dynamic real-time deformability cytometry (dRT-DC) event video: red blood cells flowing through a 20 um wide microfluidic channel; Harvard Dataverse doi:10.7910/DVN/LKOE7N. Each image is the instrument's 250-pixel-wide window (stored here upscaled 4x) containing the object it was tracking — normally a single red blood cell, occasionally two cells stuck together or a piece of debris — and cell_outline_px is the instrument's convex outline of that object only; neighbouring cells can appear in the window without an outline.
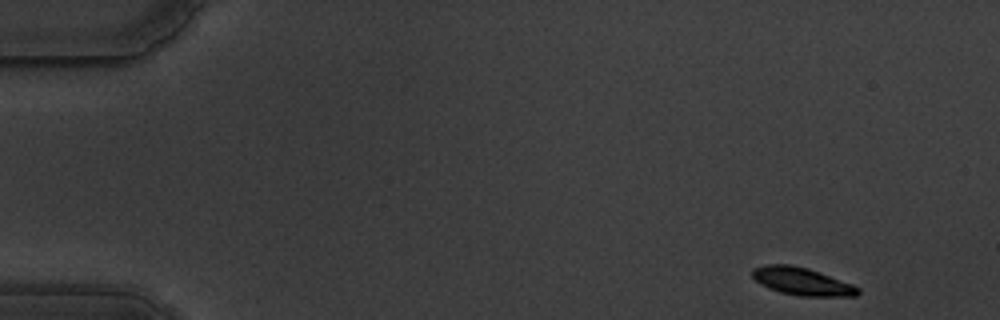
{"species": "common noctule bat (a hibernating species)", "species_latin": "Nyctalus noctula", "temperature_condition": "warm", "stored_images_in_passage": 10, "camera_frame_rate_fps": 3000, "um_per_image_px": 0.085, "animal": {"sex": "male", "body_mass_g": 19.5, "forearm_length_mm": 54.6}, "frame": {"image": 1, "passage_image": 1, "time_ms": 0.0, "image_size_px": [1000, 320], "cell_outline_px": [[860, 292], [856, 296], [800, 296], [780, 292], [760, 284], [752, 276], [752, 268], [764, 264], [788, 264], [808, 268], [852, 284], [860, 288]], "centroid_in_image_um": [68.15, 23.91], "position_along_channel_um": 16.8, "area_um2": 16.99}}